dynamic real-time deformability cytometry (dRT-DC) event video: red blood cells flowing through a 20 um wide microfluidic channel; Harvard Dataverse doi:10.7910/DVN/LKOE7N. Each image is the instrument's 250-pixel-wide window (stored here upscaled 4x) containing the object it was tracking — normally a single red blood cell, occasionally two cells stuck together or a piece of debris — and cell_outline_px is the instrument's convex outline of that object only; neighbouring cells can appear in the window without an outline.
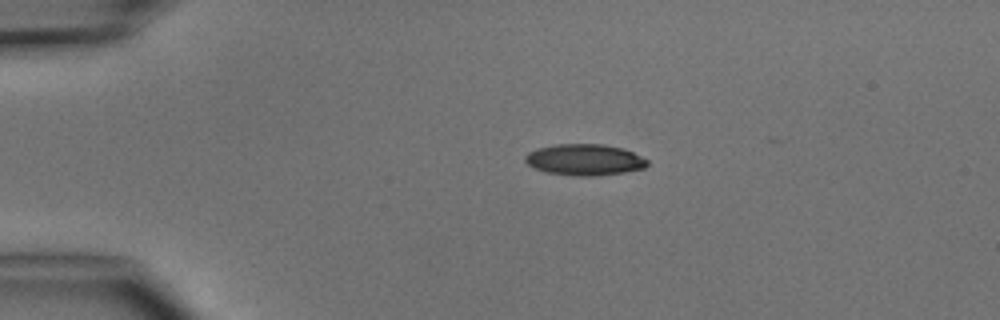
{"species": "common noctule bat (a hibernating species)", "species_latin": "Nyctalus noctula", "temperature_condition": "cold", "stored_images_in_passage": 2, "camera_frame_rate_fps": 3000, "um_per_image_px": 0.085, "animal": {"sex": "male", "body_mass_g": 15.6}, "frame": {"image": 1, "passage_image": 1, "time_ms": 0.0, "image_size_px": [1000, 320], "cell_outline_px": [[648, 164], [644, 168], [624, 172], [592, 176], [576, 176], [548, 172], [536, 168], [528, 164], [524, 160], [524, 156], [528, 152], [536, 148], [556, 144], [604, 144], [624, 148], [648, 160]], "centroid_in_image_um": [49.68, 13.56], "position_along_channel_um": 35.3, "area_um2": 22.2}}